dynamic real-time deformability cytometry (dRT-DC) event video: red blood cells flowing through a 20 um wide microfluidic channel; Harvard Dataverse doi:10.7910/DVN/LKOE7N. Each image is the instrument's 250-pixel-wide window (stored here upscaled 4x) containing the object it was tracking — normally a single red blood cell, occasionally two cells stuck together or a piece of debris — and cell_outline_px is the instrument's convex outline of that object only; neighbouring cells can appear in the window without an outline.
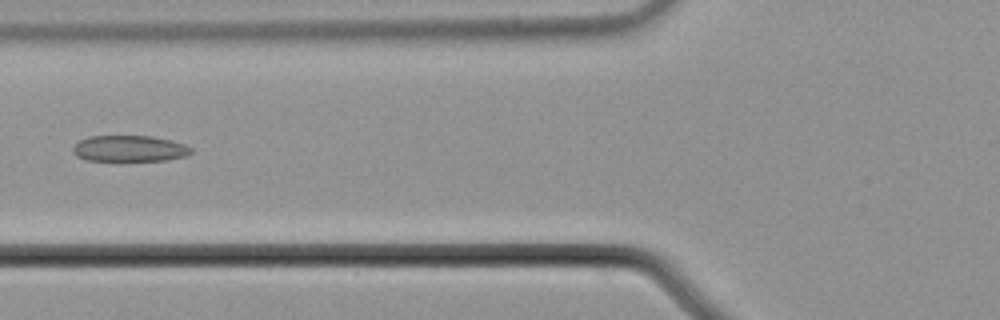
{"species": "common noctule bat (a hibernating species)", "species_latin": "Nyctalus noctula", "temperature_condition": "cold", "stored_images_in_passage": 7, "camera_frame_rate_fps": 3000, "um_per_image_px": 0.085, "animal": {"sex": "male", "body_mass_g": 21.5, "forearm_length_mm": 52.0}, "frame": {"image": 1, "passage_image": 4, "time_ms": 1.0, "image_size_px": [1000, 320], "cell_outline_px": [[192, 152], [188, 156], [164, 160], [84, 160], [76, 156], [72, 152], [72, 148], [80, 140], [88, 136], [152, 136], [172, 140], [184, 144], [192, 148]], "centroid_in_image_um": [11.01, 12.62], "position_along_channel_um": 114.8, "area_um2": 18.03}}
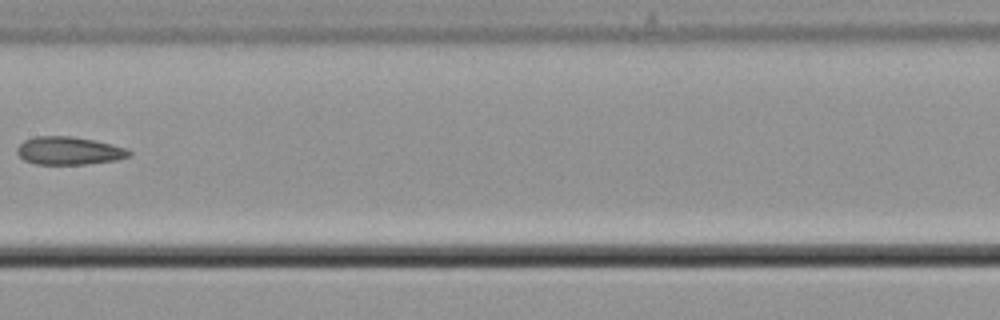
{"frame": {"image": 2, "passage_image": 6, "time_ms": 1.667, "image_size_px": [1000, 320], "cell_outline_px": [[132, 156], [116, 160], [84, 164], [36, 164], [24, 160], [16, 152], [16, 148], [24, 140], [36, 136], [72, 136], [112, 144], [128, 148], [132, 152]], "centroid_in_image_um": [5.88, 12.81], "position_along_channel_um": 201.5, "area_um2": 18.32}}
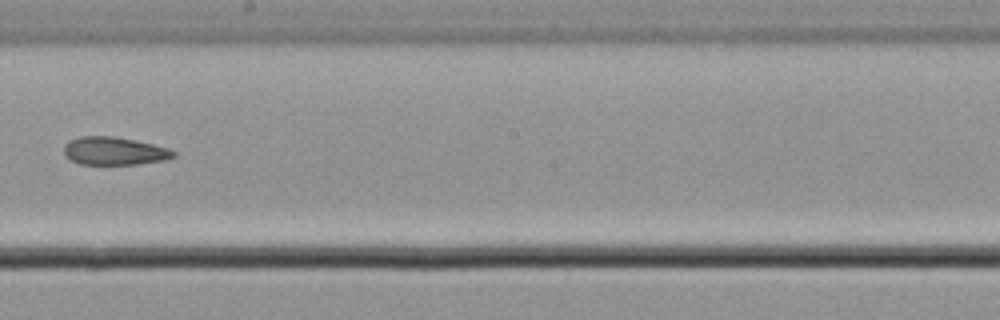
{"frame": {"image": 3, "passage_image": 7, "time_ms": 2.0, "image_size_px": [1000, 320], "cell_outline_px": [[176, 156], [164, 160], [136, 164], [80, 164], [64, 156], [64, 144], [68, 140], [80, 136], [112, 136], [136, 140], [168, 148], [176, 152]], "centroid_in_image_um": [9.69, 12.83], "position_along_channel_um": 238.5, "area_um2": 17.92}}